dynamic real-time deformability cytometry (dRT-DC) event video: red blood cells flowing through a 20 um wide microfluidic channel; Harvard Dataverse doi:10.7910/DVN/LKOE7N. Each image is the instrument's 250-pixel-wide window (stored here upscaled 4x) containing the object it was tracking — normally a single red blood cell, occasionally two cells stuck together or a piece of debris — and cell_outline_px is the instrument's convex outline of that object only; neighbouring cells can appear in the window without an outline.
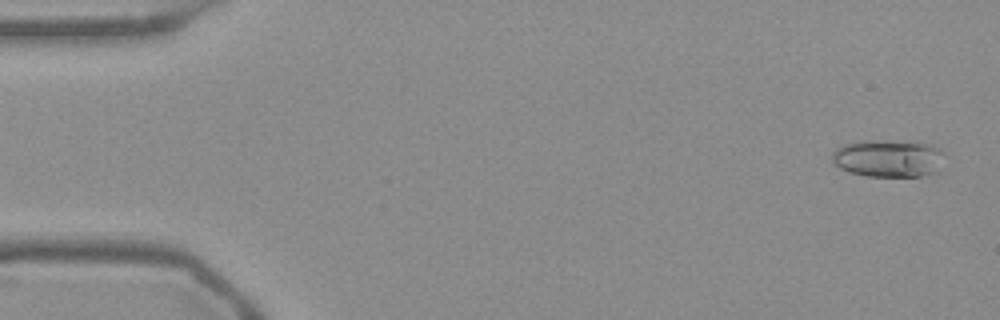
{"species": "Egyptian fruit bat (a non-hibernating species)", "species_latin": "Rousettus aegyptiacus", "temperature_condition": "warm", "stored_images_in_passage": 54, "camera_frame_rate_fps": 3000, "um_per_image_px": 0.085, "frame": {"image": 1, "passage_image": 2, "time_ms": 0.333, "image_size_px": [1000, 320], "cell_outline_px": [[944, 152], [936, 172], [920, 176], [864, 176], [848, 172], [840, 168], [832, 160], [832, 152], [836, 148], [844, 144], [860, 140], [880, 140], [932, 144], [940, 148]], "centroid_in_image_um": [75.47, 13.45], "position_along_channel_um": 9.5, "area_um2": 24.57}}
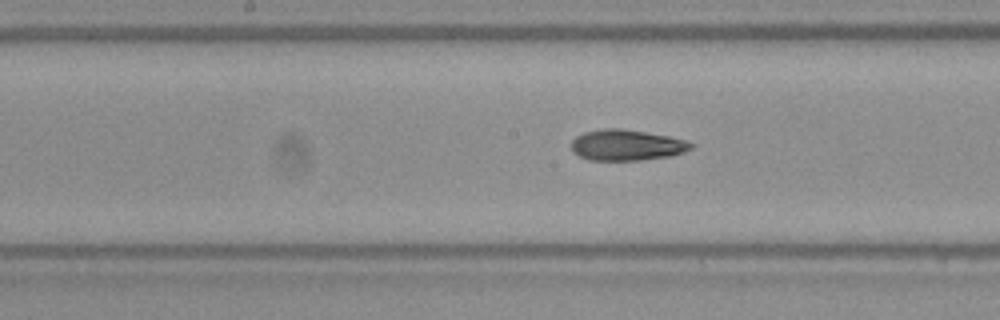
{"frame": {"image": 2, "passage_image": 27, "time_ms": 8.667, "image_size_px": [1000, 320], "cell_outline_px": [[696, 144], [692, 148], [684, 152], [672, 156], [640, 160], [588, 160], [572, 152], [572, 140], [576, 136], [584, 132], [604, 128], [620, 128], [668, 136], [684, 140]], "centroid_in_image_um": [53.26, 12.34], "position_along_channel_um": 194.9, "area_um2": 21.56}}
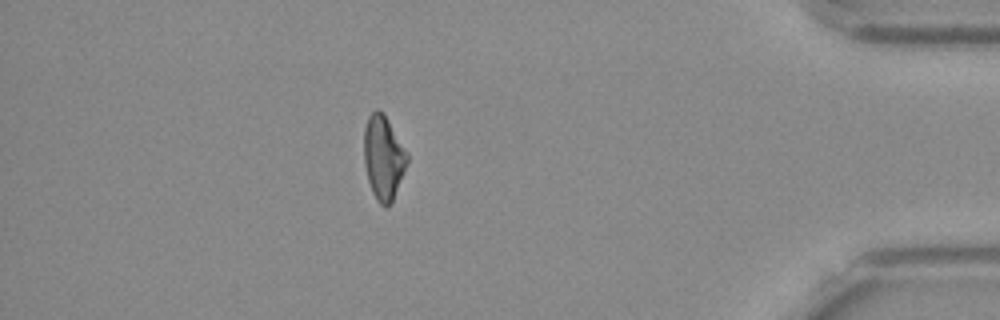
{"frame": {"image": 3, "passage_image": 47, "time_ms": 15.333, "image_size_px": [1000, 320], "cell_outline_px": [[408, 160], [392, 204], [384, 208], [376, 200], [372, 192], [368, 180], [364, 164], [364, 128], [368, 116], [376, 108], [384, 116], [408, 152]], "centroid_in_image_um": [32.58, 13.45], "position_along_channel_um": 402.6, "area_um2": 21.04}, "authors_computed_cell_mechanics": {"area_um2": 21.7617, "velocity_mm_per_s": 3.7931, "shape_relaxation_time_tau1_ms": 7.1305, "shape_relaxation_time_tau2_ms": 2.6442, "deformation_change_tau1": 0.181, "deformation_change_tau2": 0.0862}}